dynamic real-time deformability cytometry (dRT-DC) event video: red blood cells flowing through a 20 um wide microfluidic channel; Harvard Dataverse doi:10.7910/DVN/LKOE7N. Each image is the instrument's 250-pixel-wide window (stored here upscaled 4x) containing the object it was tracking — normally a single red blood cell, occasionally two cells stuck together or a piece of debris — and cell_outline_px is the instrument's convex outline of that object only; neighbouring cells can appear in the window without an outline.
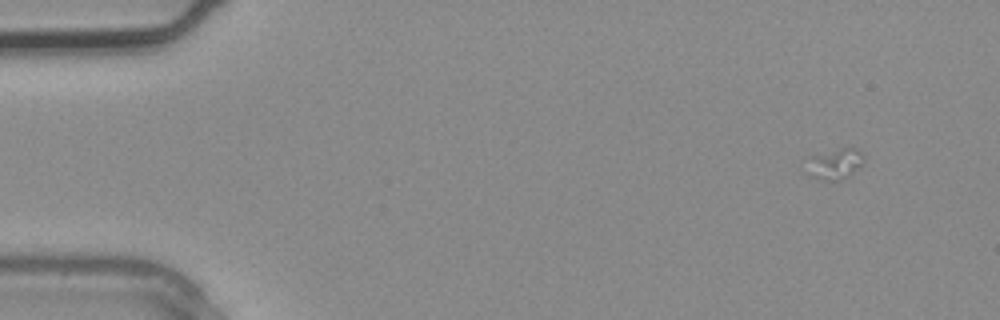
{"species": "common noctule bat (a hibernating species)", "species_latin": "Nyctalus noctula", "temperature_condition": "warm", "stored_images_in_passage": 4, "camera_frame_rate_fps": 3000, "um_per_image_px": 0.085, "animal": {"sex": "male", "body_mass_g": 20.4}, "frame": {"image": 1, "passage_image": 1, "time_ms": 0.0, "image_size_px": [1000, 320], "cell_outline_px": [[864, 164], [848, 176], [832, 180], [828, 180], [812, 176], [804, 172], [808, 156], [840, 148], [856, 148], [864, 156]], "centroid_in_image_um": [70.93, 13.9], "position_along_channel_um": 14.1, "area_um2": 10.29}}